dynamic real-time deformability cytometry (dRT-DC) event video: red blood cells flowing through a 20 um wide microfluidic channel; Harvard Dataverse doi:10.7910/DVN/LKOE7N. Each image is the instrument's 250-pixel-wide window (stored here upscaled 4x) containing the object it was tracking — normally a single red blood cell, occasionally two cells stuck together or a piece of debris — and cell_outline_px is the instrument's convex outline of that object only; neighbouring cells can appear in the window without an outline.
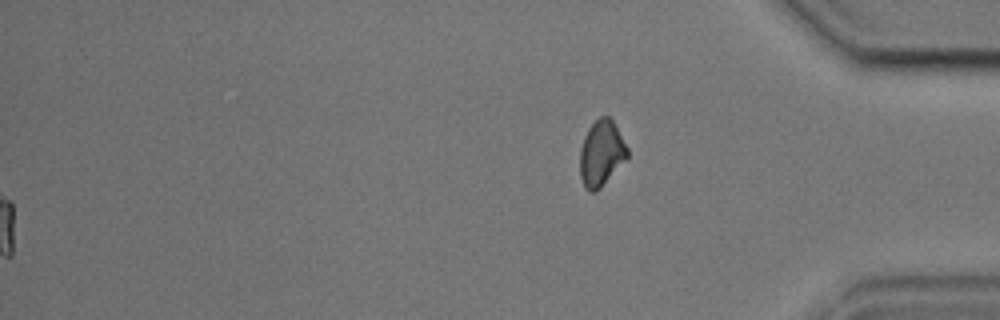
{"species": "common noctule bat (a hibernating species)", "species_latin": "Nyctalus noctula", "temperature_condition": "cold", "stored_images_in_passage": 42, "segment_of_instrument_passage": [2, 2], "camera_frame_rate_fps": 3000, "um_per_image_px": 0.085, "animal": {"sex": "male", "body_mass_g": 17.9, "forearm_length_mm": 54.2}, "frame": {"image": 1, "passage_image": 42, "time_ms": 13.667, "image_size_px": [1000, 320], "cell_outline_px": [[628, 156], [600, 188], [596, 192], [588, 192], [584, 188], [580, 176], [580, 148], [584, 136], [588, 128], [600, 116], [608, 116], [612, 120], [628, 148]], "centroid_in_image_um": [51.08, 13.05], "position_along_channel_um": 384.1, "area_um2": 18.03}}